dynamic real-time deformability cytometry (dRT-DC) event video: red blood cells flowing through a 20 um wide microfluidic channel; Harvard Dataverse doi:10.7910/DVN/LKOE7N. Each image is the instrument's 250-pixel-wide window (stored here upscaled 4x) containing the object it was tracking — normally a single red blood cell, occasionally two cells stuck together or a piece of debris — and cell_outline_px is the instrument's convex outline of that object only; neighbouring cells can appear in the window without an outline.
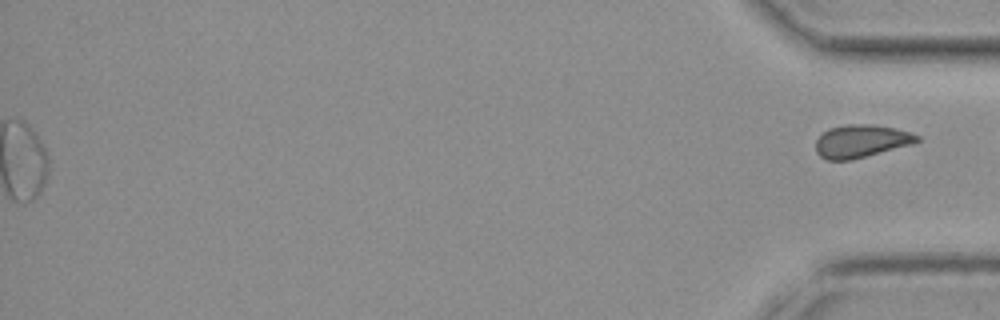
{"species": "common noctule bat (a hibernating species)", "species_latin": "Nyctalus noctula", "temperature_condition": "cold", "stored_images_in_passage": 49, "segment_of_instrument_passage": [2, 2], "camera_frame_rate_fps": 3000, "um_per_image_px": 0.085, "animal": {"sex": "female", "body_mass_g": 19.3, "forearm_length_mm": 54.1}, "frame": {"image": 1, "passage_image": 49, "time_ms": 16.0, "image_size_px": [1000, 320], "cell_outline_px": [[920, 140], [912, 144], [852, 160], [828, 160], [820, 156], [816, 152], [816, 140], [828, 128], [848, 124], [872, 124], [892, 128], [908, 132], [920, 136]], "centroid_in_image_um": [73.18, 12.0], "position_along_channel_um": 362.0, "area_um2": 19.25}}